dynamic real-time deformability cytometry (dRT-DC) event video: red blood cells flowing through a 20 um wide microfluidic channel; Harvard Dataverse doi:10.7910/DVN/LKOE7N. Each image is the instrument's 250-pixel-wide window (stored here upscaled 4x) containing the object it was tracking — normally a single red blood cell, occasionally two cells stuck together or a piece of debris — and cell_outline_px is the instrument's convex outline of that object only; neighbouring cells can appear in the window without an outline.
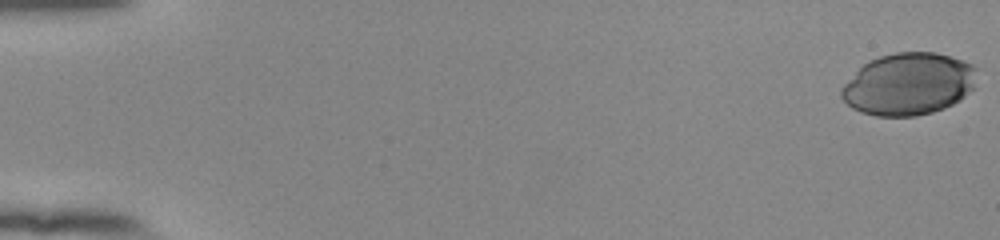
{"species": "human", "species_latin": "Homo sapiens", "temperature_condition": "room temperature", "stored_images_in_passage": 54, "camera_frame_rate_fps": 3000, "um_per_image_px": 0.085, "donor": {"sex": "female"}, "frame": {"image": 1, "passage_image": 1, "time_ms": 0.0, "image_size_px": [1000, 240], "cell_outline_px": [[976, 88], [960, 100], [944, 108], [932, 112], [916, 116], [876, 116], [860, 112], [852, 108], [840, 96], [840, 88], [868, 60], [880, 56], [896, 52], [936, 52], [964, 60], [972, 64], [976, 68]], "centroid_in_image_um": [77.26, 7.14], "position_along_channel_um": 7.7, "area_um2": 49.42}}
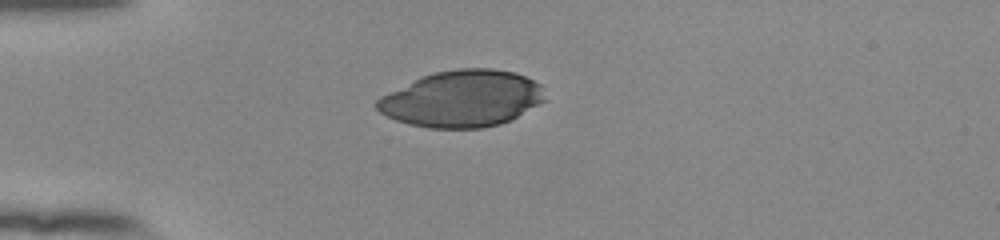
{"frame": {"image": 2, "passage_image": 16, "time_ms": 5.0, "image_size_px": [1000, 240], "cell_outline_px": [[548, 100], [500, 124], [480, 128], [428, 128], [408, 124], [396, 120], [380, 112], [376, 108], [376, 100], [380, 96], [424, 76], [436, 72], [456, 68], [492, 68], [512, 72], [524, 76], [540, 84]], "centroid_in_image_um": [39.29, 8.39], "position_along_channel_um": 45.7, "area_um2": 55.03}}